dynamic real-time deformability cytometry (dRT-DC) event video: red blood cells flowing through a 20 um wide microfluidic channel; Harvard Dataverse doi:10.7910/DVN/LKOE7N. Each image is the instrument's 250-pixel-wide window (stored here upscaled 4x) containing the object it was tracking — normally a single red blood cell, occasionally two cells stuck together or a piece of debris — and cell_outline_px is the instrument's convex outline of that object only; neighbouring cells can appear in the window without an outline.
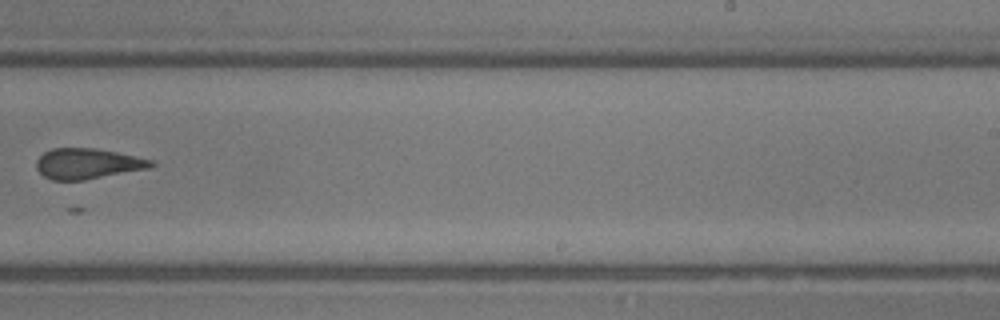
{"species": "common noctule bat (a hibernating species)", "species_latin": "Nyctalus noctula", "temperature_condition": "room temperature", "stored_images_in_passage": 33, "camera_frame_rate_fps": 3000, "um_per_image_px": 0.085, "animal": {"sex": "male", "body_mass_g": 13.3}, "frame": {"image": 1, "passage_image": 21, "time_ms": 6.667, "image_size_px": [1000, 320], "cell_outline_px": [[156, 164], [152, 168], [84, 180], [52, 180], [44, 176], [36, 168], [36, 160], [44, 152], [52, 148], [96, 148], [116, 152], [152, 160]], "centroid_in_image_um": [7.45, 13.91], "position_along_channel_um": 281.5, "area_um2": 20.46}}
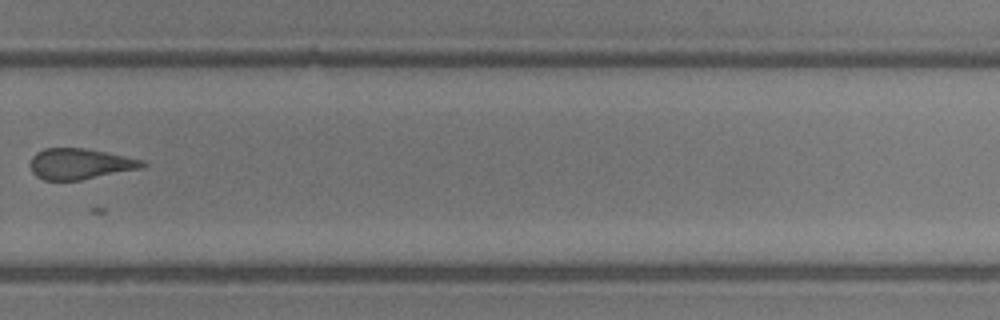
{"frame": {"image": 2, "passage_image": 23, "time_ms": 7.333, "image_size_px": [1000, 320], "cell_outline_px": [[148, 164], [144, 168], [80, 180], [44, 180], [36, 176], [32, 172], [28, 164], [32, 156], [36, 152], [44, 148], [84, 148], [144, 160]], "centroid_in_image_um": [6.78, 13.93], "position_along_channel_um": 323.0, "area_um2": 20.29}}
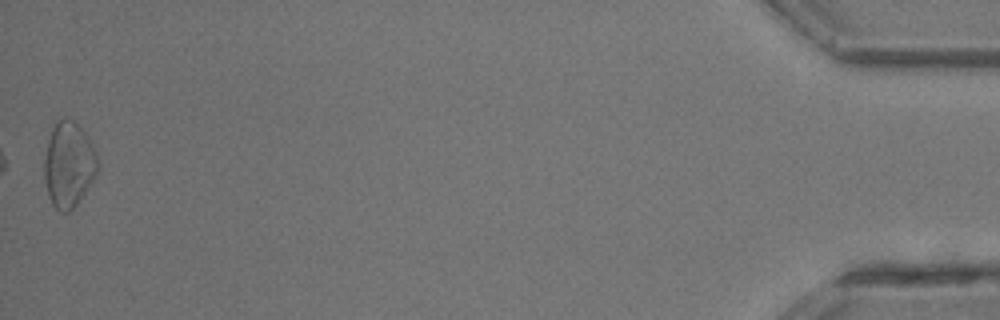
{"frame": {"image": 3, "passage_image": 33, "time_ms": 10.667, "image_size_px": [1000, 320], "cell_outline_px": [[96, 176], [76, 204], [68, 212], [60, 212], [52, 204], [48, 196], [44, 176], [44, 160], [48, 140], [52, 128], [56, 120], [64, 116], [72, 120], [84, 132], [96, 152]], "centroid_in_image_um": [5.8, 13.98], "position_along_channel_um": 429.4, "area_um2": 26.24}}